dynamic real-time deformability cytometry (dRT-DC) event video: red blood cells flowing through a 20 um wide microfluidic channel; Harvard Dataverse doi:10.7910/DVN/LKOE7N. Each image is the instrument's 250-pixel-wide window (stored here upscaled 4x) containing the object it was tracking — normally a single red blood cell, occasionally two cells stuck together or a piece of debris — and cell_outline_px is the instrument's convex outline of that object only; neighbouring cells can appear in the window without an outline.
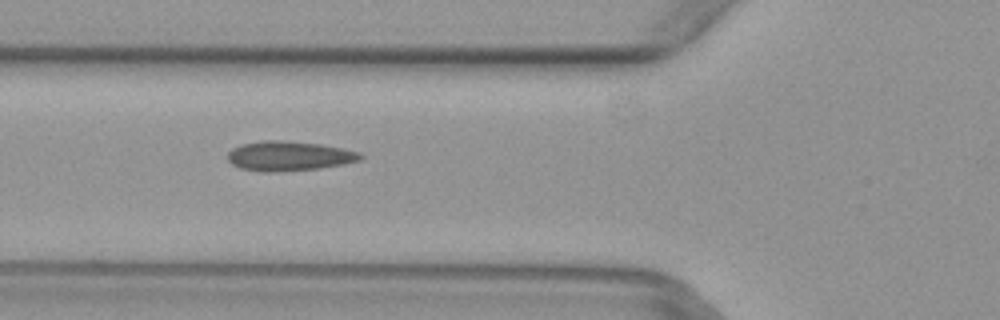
{"species": "common noctule bat (a hibernating species)", "species_latin": "Nyctalus noctula", "temperature_condition": "warm", "stored_images_in_passage": 5, "camera_frame_rate_fps": 3000, "um_per_image_px": 0.085, "animal": {"sex": "female", "body_mass_g": 29.2, "forearm_length_mm": 56.3}, "frame": {"image": 1, "passage_image": 4, "time_ms": 1.0, "image_size_px": [1000, 320], "cell_outline_px": [[364, 156], [360, 160], [344, 164], [320, 168], [272, 172], [260, 172], [240, 168], [232, 164], [228, 160], [228, 152], [232, 148], [240, 144], [264, 140], [280, 140], [320, 144], [360, 152]], "centroid_in_image_um": [24.54, 13.26], "position_along_channel_um": 101.3, "area_um2": 22.95}}